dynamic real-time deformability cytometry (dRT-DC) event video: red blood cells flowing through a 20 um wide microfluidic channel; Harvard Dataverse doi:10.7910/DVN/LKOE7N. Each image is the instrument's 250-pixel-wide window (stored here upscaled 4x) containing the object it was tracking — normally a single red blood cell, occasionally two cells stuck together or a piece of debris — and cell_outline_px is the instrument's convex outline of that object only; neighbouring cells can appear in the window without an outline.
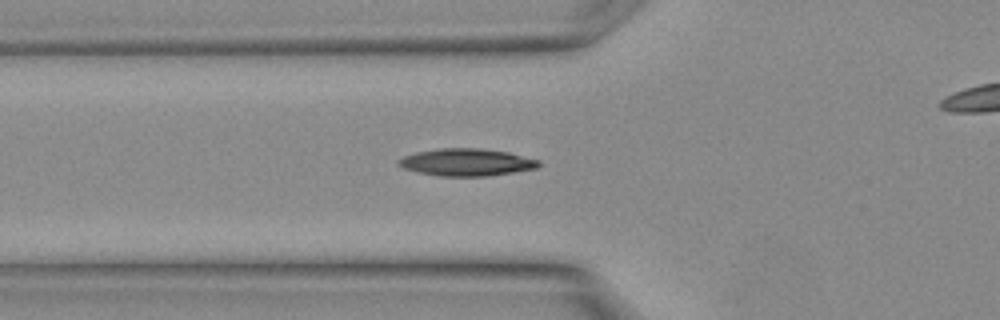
{"species": "Egyptian fruit bat (a non-hibernating species)", "species_latin": "Rousettus aegyptiacus", "temperature_condition": "warm", "stored_images_in_passage": 12, "camera_frame_rate_fps": 3000, "um_per_image_px": 0.085, "animal": {"sex": "female"}, "frame": {"image": 1, "passage_image": 6, "time_ms": 1.667, "image_size_px": [1000, 320], "cell_outline_px": [[540, 164], [536, 168], [488, 176], [440, 176], [416, 172], [400, 168], [396, 164], [396, 160], [404, 156], [416, 152], [440, 148], [480, 148], [508, 152], [540, 160]], "centroid_in_image_um": [39.59, 13.79], "position_along_channel_um": 86.2, "area_um2": 22.43}}
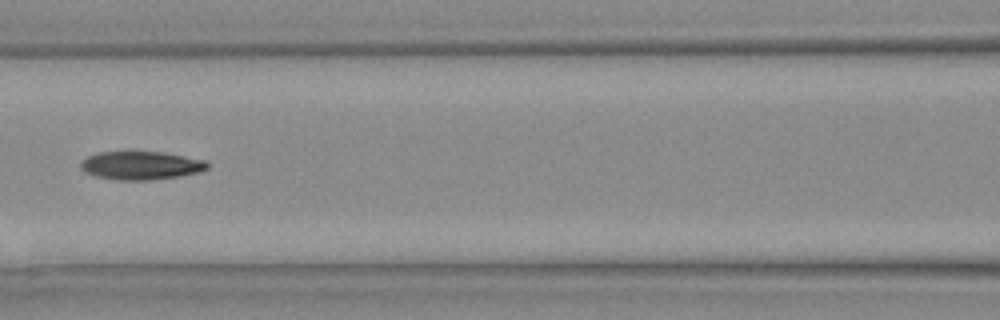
{"frame": {"image": 2, "passage_image": 9, "time_ms": 2.667, "image_size_px": [1000, 320], "cell_outline_px": [[208, 168], [200, 172], [152, 180], [116, 180], [96, 176], [84, 172], [80, 168], [80, 164], [88, 156], [96, 152], [164, 152], [208, 160]], "centroid_in_image_um": [11.99, 14.06], "position_along_channel_um": 154.6, "area_um2": 20.98}}